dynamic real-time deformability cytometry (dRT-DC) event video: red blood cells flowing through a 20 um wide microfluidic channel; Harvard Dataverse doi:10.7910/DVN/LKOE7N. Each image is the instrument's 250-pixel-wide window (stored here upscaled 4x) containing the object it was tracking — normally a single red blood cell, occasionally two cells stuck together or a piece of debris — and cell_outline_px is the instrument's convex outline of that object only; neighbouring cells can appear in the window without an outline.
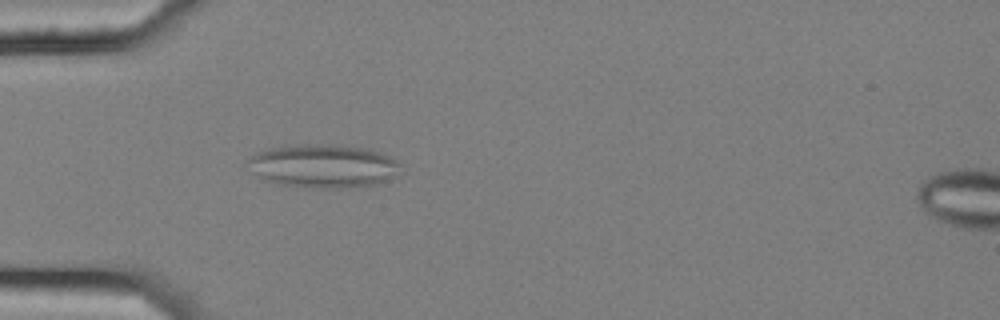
{"species": "common noctule bat (a hibernating species)", "species_latin": "Nyctalus noctula", "temperature_condition": "cold", "stored_images_in_passage": 2, "camera_frame_rate_fps": 3000, "um_per_image_px": 0.085, "animal": {"sex": "female", "body_mass_g": 25.1}, "frame": {"image": 1, "passage_image": 2, "time_ms": 0.333, "image_size_px": [1000, 320], "cell_outline_px": [[400, 164], [396, 176], [376, 184], [348, 188], [308, 188], [276, 184], [264, 180], [260, 176], [248, 160], [256, 152], [272, 148], [292, 144], [340, 144], [372, 148], [396, 160]], "centroid_in_image_um": [27.54, 14.1], "position_along_channel_um": 57.5, "area_um2": 38.84}}